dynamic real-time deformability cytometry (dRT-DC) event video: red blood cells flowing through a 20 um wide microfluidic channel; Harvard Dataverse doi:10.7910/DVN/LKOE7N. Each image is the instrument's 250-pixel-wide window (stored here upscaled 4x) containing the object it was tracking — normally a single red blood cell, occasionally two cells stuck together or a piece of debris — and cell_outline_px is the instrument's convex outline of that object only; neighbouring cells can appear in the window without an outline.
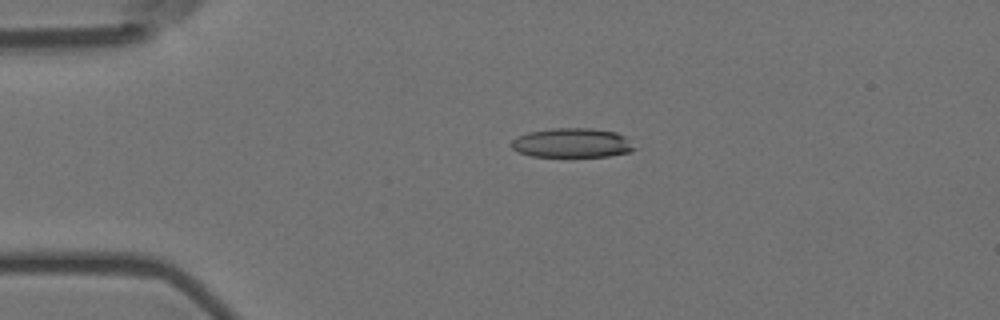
{"species": "Egyptian fruit bat (a non-hibernating species)", "species_latin": "Rousettus aegyptiacus", "temperature_condition": "room temperature", "stored_images_in_passage": 6, "camera_frame_rate_fps": 3000, "um_per_image_px": 0.085, "animal": {"sex": "female"}, "frame": {"image": 1, "passage_image": 4, "time_ms": 1.0, "image_size_px": [1000, 320], "cell_outline_px": [[636, 148], [628, 152], [608, 156], [532, 156], [520, 152], [512, 148], [512, 140], [528, 132], [552, 128], [588, 128], [616, 132], [624, 136]], "centroid_in_image_um": [48.63, 12.14], "position_along_channel_um": 36.4, "area_um2": 20.69}}
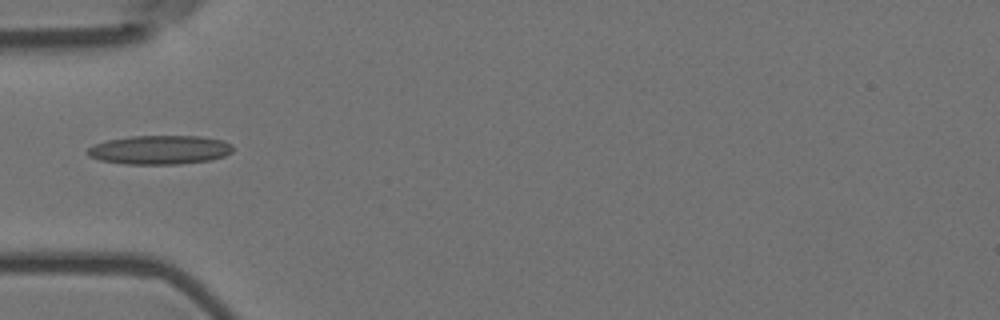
{"frame": {"image": 2, "passage_image": 6, "time_ms": 1.667, "image_size_px": [1000, 320], "cell_outline_px": [[232, 152], [224, 156], [212, 160], [180, 164], [124, 164], [100, 160], [88, 156], [84, 152], [92, 144], [108, 140], [132, 136], [200, 136], [220, 140], [232, 144]], "centroid_in_image_um": [13.54, 12.74], "position_along_channel_um": 71.5, "area_um2": 24.68}}